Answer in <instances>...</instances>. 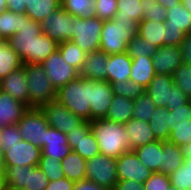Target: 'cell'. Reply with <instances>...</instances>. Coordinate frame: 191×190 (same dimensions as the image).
I'll return each mask as SVG.
<instances>
[{
	"instance_id": "obj_39",
	"label": "cell",
	"mask_w": 191,
	"mask_h": 190,
	"mask_svg": "<svg viewBox=\"0 0 191 190\" xmlns=\"http://www.w3.org/2000/svg\"><path fill=\"white\" fill-rule=\"evenodd\" d=\"M156 47L150 45L144 38L135 35L128 43L126 52L133 59L139 56L152 57L156 52Z\"/></svg>"
},
{
	"instance_id": "obj_21",
	"label": "cell",
	"mask_w": 191,
	"mask_h": 190,
	"mask_svg": "<svg viewBox=\"0 0 191 190\" xmlns=\"http://www.w3.org/2000/svg\"><path fill=\"white\" fill-rule=\"evenodd\" d=\"M28 109L24 103L0 91V127L17 124Z\"/></svg>"
},
{
	"instance_id": "obj_62",
	"label": "cell",
	"mask_w": 191,
	"mask_h": 190,
	"mask_svg": "<svg viewBox=\"0 0 191 190\" xmlns=\"http://www.w3.org/2000/svg\"><path fill=\"white\" fill-rule=\"evenodd\" d=\"M182 5L191 12V0H181Z\"/></svg>"
},
{
	"instance_id": "obj_32",
	"label": "cell",
	"mask_w": 191,
	"mask_h": 190,
	"mask_svg": "<svg viewBox=\"0 0 191 190\" xmlns=\"http://www.w3.org/2000/svg\"><path fill=\"white\" fill-rule=\"evenodd\" d=\"M165 27L169 30H182L185 34L191 31V12L182 3L167 9Z\"/></svg>"
},
{
	"instance_id": "obj_50",
	"label": "cell",
	"mask_w": 191,
	"mask_h": 190,
	"mask_svg": "<svg viewBox=\"0 0 191 190\" xmlns=\"http://www.w3.org/2000/svg\"><path fill=\"white\" fill-rule=\"evenodd\" d=\"M170 114L172 119V127L175 126L176 122L191 120V102L189 101L186 105L171 110Z\"/></svg>"
},
{
	"instance_id": "obj_11",
	"label": "cell",
	"mask_w": 191,
	"mask_h": 190,
	"mask_svg": "<svg viewBox=\"0 0 191 190\" xmlns=\"http://www.w3.org/2000/svg\"><path fill=\"white\" fill-rule=\"evenodd\" d=\"M39 109L44 114L48 125L64 134L70 133L84 122L82 118L75 115L57 100L44 104Z\"/></svg>"
},
{
	"instance_id": "obj_53",
	"label": "cell",
	"mask_w": 191,
	"mask_h": 190,
	"mask_svg": "<svg viewBox=\"0 0 191 190\" xmlns=\"http://www.w3.org/2000/svg\"><path fill=\"white\" fill-rule=\"evenodd\" d=\"M185 33L182 30H169L166 28V45L180 46Z\"/></svg>"
},
{
	"instance_id": "obj_22",
	"label": "cell",
	"mask_w": 191,
	"mask_h": 190,
	"mask_svg": "<svg viewBox=\"0 0 191 190\" xmlns=\"http://www.w3.org/2000/svg\"><path fill=\"white\" fill-rule=\"evenodd\" d=\"M132 59L127 52L109 54L107 66V82L120 83L130 80Z\"/></svg>"
},
{
	"instance_id": "obj_20",
	"label": "cell",
	"mask_w": 191,
	"mask_h": 190,
	"mask_svg": "<svg viewBox=\"0 0 191 190\" xmlns=\"http://www.w3.org/2000/svg\"><path fill=\"white\" fill-rule=\"evenodd\" d=\"M71 151L72 148L68 145L67 135L49 126L46 129V141L41 148V154L61 161Z\"/></svg>"
},
{
	"instance_id": "obj_5",
	"label": "cell",
	"mask_w": 191,
	"mask_h": 190,
	"mask_svg": "<svg viewBox=\"0 0 191 190\" xmlns=\"http://www.w3.org/2000/svg\"><path fill=\"white\" fill-rule=\"evenodd\" d=\"M145 93L152 99L156 107L169 111L186 105L190 99L173 83L171 75L155 74Z\"/></svg>"
},
{
	"instance_id": "obj_60",
	"label": "cell",
	"mask_w": 191,
	"mask_h": 190,
	"mask_svg": "<svg viewBox=\"0 0 191 190\" xmlns=\"http://www.w3.org/2000/svg\"><path fill=\"white\" fill-rule=\"evenodd\" d=\"M180 148L182 154H188V153L191 154V142L182 145Z\"/></svg>"
},
{
	"instance_id": "obj_23",
	"label": "cell",
	"mask_w": 191,
	"mask_h": 190,
	"mask_svg": "<svg viewBox=\"0 0 191 190\" xmlns=\"http://www.w3.org/2000/svg\"><path fill=\"white\" fill-rule=\"evenodd\" d=\"M35 166H5L4 181L7 190L31 189Z\"/></svg>"
},
{
	"instance_id": "obj_10",
	"label": "cell",
	"mask_w": 191,
	"mask_h": 190,
	"mask_svg": "<svg viewBox=\"0 0 191 190\" xmlns=\"http://www.w3.org/2000/svg\"><path fill=\"white\" fill-rule=\"evenodd\" d=\"M75 22L76 17L72 16L65 9L60 7L40 24L42 32L59 44L64 41L72 40L74 30L73 26Z\"/></svg>"
},
{
	"instance_id": "obj_25",
	"label": "cell",
	"mask_w": 191,
	"mask_h": 190,
	"mask_svg": "<svg viewBox=\"0 0 191 190\" xmlns=\"http://www.w3.org/2000/svg\"><path fill=\"white\" fill-rule=\"evenodd\" d=\"M137 35L156 48L166 45V27L164 22L142 20L139 22Z\"/></svg>"
},
{
	"instance_id": "obj_19",
	"label": "cell",
	"mask_w": 191,
	"mask_h": 190,
	"mask_svg": "<svg viewBox=\"0 0 191 190\" xmlns=\"http://www.w3.org/2000/svg\"><path fill=\"white\" fill-rule=\"evenodd\" d=\"M109 54L95 51L86 54L79 76L96 81H107V66Z\"/></svg>"
},
{
	"instance_id": "obj_59",
	"label": "cell",
	"mask_w": 191,
	"mask_h": 190,
	"mask_svg": "<svg viewBox=\"0 0 191 190\" xmlns=\"http://www.w3.org/2000/svg\"><path fill=\"white\" fill-rule=\"evenodd\" d=\"M0 138H1V127H0ZM4 173H5L4 153L2 150V146L0 144V175H4Z\"/></svg>"
},
{
	"instance_id": "obj_54",
	"label": "cell",
	"mask_w": 191,
	"mask_h": 190,
	"mask_svg": "<svg viewBox=\"0 0 191 190\" xmlns=\"http://www.w3.org/2000/svg\"><path fill=\"white\" fill-rule=\"evenodd\" d=\"M180 47L183 53V63L191 65V31L184 35Z\"/></svg>"
},
{
	"instance_id": "obj_58",
	"label": "cell",
	"mask_w": 191,
	"mask_h": 190,
	"mask_svg": "<svg viewBox=\"0 0 191 190\" xmlns=\"http://www.w3.org/2000/svg\"><path fill=\"white\" fill-rule=\"evenodd\" d=\"M159 4H161L166 10L172 8L181 3V0H156Z\"/></svg>"
},
{
	"instance_id": "obj_45",
	"label": "cell",
	"mask_w": 191,
	"mask_h": 190,
	"mask_svg": "<svg viewBox=\"0 0 191 190\" xmlns=\"http://www.w3.org/2000/svg\"><path fill=\"white\" fill-rule=\"evenodd\" d=\"M114 94L125 96L128 99L135 100L141 94L145 92V88L140 84L133 82L132 80H127L120 83L111 84Z\"/></svg>"
},
{
	"instance_id": "obj_52",
	"label": "cell",
	"mask_w": 191,
	"mask_h": 190,
	"mask_svg": "<svg viewBox=\"0 0 191 190\" xmlns=\"http://www.w3.org/2000/svg\"><path fill=\"white\" fill-rule=\"evenodd\" d=\"M74 184V181L65 177L63 179L49 181L45 190H73Z\"/></svg>"
},
{
	"instance_id": "obj_38",
	"label": "cell",
	"mask_w": 191,
	"mask_h": 190,
	"mask_svg": "<svg viewBox=\"0 0 191 190\" xmlns=\"http://www.w3.org/2000/svg\"><path fill=\"white\" fill-rule=\"evenodd\" d=\"M142 0H117L118 12L113 19L123 20L132 19L136 22H141L143 19V12L141 8Z\"/></svg>"
},
{
	"instance_id": "obj_33",
	"label": "cell",
	"mask_w": 191,
	"mask_h": 190,
	"mask_svg": "<svg viewBox=\"0 0 191 190\" xmlns=\"http://www.w3.org/2000/svg\"><path fill=\"white\" fill-rule=\"evenodd\" d=\"M61 166L65 177L74 182L86 178V160L73 150L61 160Z\"/></svg>"
},
{
	"instance_id": "obj_43",
	"label": "cell",
	"mask_w": 191,
	"mask_h": 190,
	"mask_svg": "<svg viewBox=\"0 0 191 190\" xmlns=\"http://www.w3.org/2000/svg\"><path fill=\"white\" fill-rule=\"evenodd\" d=\"M173 83L191 99V65L182 63L172 74Z\"/></svg>"
},
{
	"instance_id": "obj_9",
	"label": "cell",
	"mask_w": 191,
	"mask_h": 190,
	"mask_svg": "<svg viewBox=\"0 0 191 190\" xmlns=\"http://www.w3.org/2000/svg\"><path fill=\"white\" fill-rule=\"evenodd\" d=\"M23 140L40 149L45 145L46 129L49 127L44 114L39 108H29L17 123Z\"/></svg>"
},
{
	"instance_id": "obj_57",
	"label": "cell",
	"mask_w": 191,
	"mask_h": 190,
	"mask_svg": "<svg viewBox=\"0 0 191 190\" xmlns=\"http://www.w3.org/2000/svg\"><path fill=\"white\" fill-rule=\"evenodd\" d=\"M26 3H29V0H6V7L8 11L14 13H25Z\"/></svg>"
},
{
	"instance_id": "obj_66",
	"label": "cell",
	"mask_w": 191,
	"mask_h": 190,
	"mask_svg": "<svg viewBox=\"0 0 191 190\" xmlns=\"http://www.w3.org/2000/svg\"><path fill=\"white\" fill-rule=\"evenodd\" d=\"M18 190H32V189H25V188H23V189H18Z\"/></svg>"
},
{
	"instance_id": "obj_44",
	"label": "cell",
	"mask_w": 191,
	"mask_h": 190,
	"mask_svg": "<svg viewBox=\"0 0 191 190\" xmlns=\"http://www.w3.org/2000/svg\"><path fill=\"white\" fill-rule=\"evenodd\" d=\"M169 142L181 147L186 143L191 142V120L176 122L171 129V134L168 139Z\"/></svg>"
},
{
	"instance_id": "obj_24",
	"label": "cell",
	"mask_w": 191,
	"mask_h": 190,
	"mask_svg": "<svg viewBox=\"0 0 191 190\" xmlns=\"http://www.w3.org/2000/svg\"><path fill=\"white\" fill-rule=\"evenodd\" d=\"M124 127L128 135L130 150L156 141L154 133L149 127V123L143 120L131 118L124 124Z\"/></svg>"
},
{
	"instance_id": "obj_41",
	"label": "cell",
	"mask_w": 191,
	"mask_h": 190,
	"mask_svg": "<svg viewBox=\"0 0 191 190\" xmlns=\"http://www.w3.org/2000/svg\"><path fill=\"white\" fill-rule=\"evenodd\" d=\"M38 167L48 177L49 181L65 178L61 161L53 157L44 156L41 154Z\"/></svg>"
},
{
	"instance_id": "obj_46",
	"label": "cell",
	"mask_w": 191,
	"mask_h": 190,
	"mask_svg": "<svg viewBox=\"0 0 191 190\" xmlns=\"http://www.w3.org/2000/svg\"><path fill=\"white\" fill-rule=\"evenodd\" d=\"M171 185L175 186L179 190L191 189V175L189 174V168L187 163H183L181 167L176 169L169 175Z\"/></svg>"
},
{
	"instance_id": "obj_35",
	"label": "cell",
	"mask_w": 191,
	"mask_h": 190,
	"mask_svg": "<svg viewBox=\"0 0 191 190\" xmlns=\"http://www.w3.org/2000/svg\"><path fill=\"white\" fill-rule=\"evenodd\" d=\"M24 20V13H14L3 11L0 13V40H8L10 37L20 31Z\"/></svg>"
},
{
	"instance_id": "obj_30",
	"label": "cell",
	"mask_w": 191,
	"mask_h": 190,
	"mask_svg": "<svg viewBox=\"0 0 191 190\" xmlns=\"http://www.w3.org/2000/svg\"><path fill=\"white\" fill-rule=\"evenodd\" d=\"M134 100L115 94L106 119L125 124L133 117Z\"/></svg>"
},
{
	"instance_id": "obj_18",
	"label": "cell",
	"mask_w": 191,
	"mask_h": 190,
	"mask_svg": "<svg viewBox=\"0 0 191 190\" xmlns=\"http://www.w3.org/2000/svg\"><path fill=\"white\" fill-rule=\"evenodd\" d=\"M27 88L24 64L20 68L13 70L7 77L1 79V91L6 92L29 108V93Z\"/></svg>"
},
{
	"instance_id": "obj_47",
	"label": "cell",
	"mask_w": 191,
	"mask_h": 190,
	"mask_svg": "<svg viewBox=\"0 0 191 190\" xmlns=\"http://www.w3.org/2000/svg\"><path fill=\"white\" fill-rule=\"evenodd\" d=\"M118 12L117 0H95V16L101 20H110Z\"/></svg>"
},
{
	"instance_id": "obj_4",
	"label": "cell",
	"mask_w": 191,
	"mask_h": 190,
	"mask_svg": "<svg viewBox=\"0 0 191 190\" xmlns=\"http://www.w3.org/2000/svg\"><path fill=\"white\" fill-rule=\"evenodd\" d=\"M139 23L132 19L105 20L100 37V51L106 54L124 53L127 43L137 34Z\"/></svg>"
},
{
	"instance_id": "obj_42",
	"label": "cell",
	"mask_w": 191,
	"mask_h": 190,
	"mask_svg": "<svg viewBox=\"0 0 191 190\" xmlns=\"http://www.w3.org/2000/svg\"><path fill=\"white\" fill-rule=\"evenodd\" d=\"M141 10L143 12L142 20L164 22L167 17V10L156 0H142Z\"/></svg>"
},
{
	"instance_id": "obj_49",
	"label": "cell",
	"mask_w": 191,
	"mask_h": 190,
	"mask_svg": "<svg viewBox=\"0 0 191 190\" xmlns=\"http://www.w3.org/2000/svg\"><path fill=\"white\" fill-rule=\"evenodd\" d=\"M171 185L168 175L154 172L151 176L143 183L144 190H167Z\"/></svg>"
},
{
	"instance_id": "obj_14",
	"label": "cell",
	"mask_w": 191,
	"mask_h": 190,
	"mask_svg": "<svg viewBox=\"0 0 191 190\" xmlns=\"http://www.w3.org/2000/svg\"><path fill=\"white\" fill-rule=\"evenodd\" d=\"M5 166H38L41 149L30 142L21 140L11 146H2Z\"/></svg>"
},
{
	"instance_id": "obj_29",
	"label": "cell",
	"mask_w": 191,
	"mask_h": 190,
	"mask_svg": "<svg viewBox=\"0 0 191 190\" xmlns=\"http://www.w3.org/2000/svg\"><path fill=\"white\" fill-rule=\"evenodd\" d=\"M152 57L139 56L132 59L130 80L146 88L155 76Z\"/></svg>"
},
{
	"instance_id": "obj_40",
	"label": "cell",
	"mask_w": 191,
	"mask_h": 190,
	"mask_svg": "<svg viewBox=\"0 0 191 190\" xmlns=\"http://www.w3.org/2000/svg\"><path fill=\"white\" fill-rule=\"evenodd\" d=\"M156 106L152 99L144 92L134 100L133 119L149 123Z\"/></svg>"
},
{
	"instance_id": "obj_36",
	"label": "cell",
	"mask_w": 191,
	"mask_h": 190,
	"mask_svg": "<svg viewBox=\"0 0 191 190\" xmlns=\"http://www.w3.org/2000/svg\"><path fill=\"white\" fill-rule=\"evenodd\" d=\"M58 50L63 59L78 72L81 71L86 53H84L76 43L72 41H64L59 43Z\"/></svg>"
},
{
	"instance_id": "obj_15",
	"label": "cell",
	"mask_w": 191,
	"mask_h": 190,
	"mask_svg": "<svg viewBox=\"0 0 191 190\" xmlns=\"http://www.w3.org/2000/svg\"><path fill=\"white\" fill-rule=\"evenodd\" d=\"M119 180H135L145 183L153 173L143 165L134 150H129L116 159Z\"/></svg>"
},
{
	"instance_id": "obj_37",
	"label": "cell",
	"mask_w": 191,
	"mask_h": 190,
	"mask_svg": "<svg viewBox=\"0 0 191 190\" xmlns=\"http://www.w3.org/2000/svg\"><path fill=\"white\" fill-rule=\"evenodd\" d=\"M61 7L77 18L95 16V0H61Z\"/></svg>"
},
{
	"instance_id": "obj_56",
	"label": "cell",
	"mask_w": 191,
	"mask_h": 190,
	"mask_svg": "<svg viewBox=\"0 0 191 190\" xmlns=\"http://www.w3.org/2000/svg\"><path fill=\"white\" fill-rule=\"evenodd\" d=\"M114 190H144V186L135 180H119Z\"/></svg>"
},
{
	"instance_id": "obj_61",
	"label": "cell",
	"mask_w": 191,
	"mask_h": 190,
	"mask_svg": "<svg viewBox=\"0 0 191 190\" xmlns=\"http://www.w3.org/2000/svg\"><path fill=\"white\" fill-rule=\"evenodd\" d=\"M184 157V163H187V167L189 168V174L191 175V154H182Z\"/></svg>"
},
{
	"instance_id": "obj_55",
	"label": "cell",
	"mask_w": 191,
	"mask_h": 190,
	"mask_svg": "<svg viewBox=\"0 0 191 190\" xmlns=\"http://www.w3.org/2000/svg\"><path fill=\"white\" fill-rule=\"evenodd\" d=\"M73 190H109L103 186H99L93 181L85 178L80 181H75Z\"/></svg>"
},
{
	"instance_id": "obj_7",
	"label": "cell",
	"mask_w": 191,
	"mask_h": 190,
	"mask_svg": "<svg viewBox=\"0 0 191 190\" xmlns=\"http://www.w3.org/2000/svg\"><path fill=\"white\" fill-rule=\"evenodd\" d=\"M104 20L94 17L77 18L73 26L72 42L86 54L100 50V37Z\"/></svg>"
},
{
	"instance_id": "obj_26",
	"label": "cell",
	"mask_w": 191,
	"mask_h": 190,
	"mask_svg": "<svg viewBox=\"0 0 191 190\" xmlns=\"http://www.w3.org/2000/svg\"><path fill=\"white\" fill-rule=\"evenodd\" d=\"M133 150L143 165L153 173H159V166L162 164V141L156 140Z\"/></svg>"
},
{
	"instance_id": "obj_8",
	"label": "cell",
	"mask_w": 191,
	"mask_h": 190,
	"mask_svg": "<svg viewBox=\"0 0 191 190\" xmlns=\"http://www.w3.org/2000/svg\"><path fill=\"white\" fill-rule=\"evenodd\" d=\"M116 159L103 154L86 160V178L106 189L114 190L119 181Z\"/></svg>"
},
{
	"instance_id": "obj_64",
	"label": "cell",
	"mask_w": 191,
	"mask_h": 190,
	"mask_svg": "<svg viewBox=\"0 0 191 190\" xmlns=\"http://www.w3.org/2000/svg\"><path fill=\"white\" fill-rule=\"evenodd\" d=\"M0 190H7L5 187L4 175H0Z\"/></svg>"
},
{
	"instance_id": "obj_51",
	"label": "cell",
	"mask_w": 191,
	"mask_h": 190,
	"mask_svg": "<svg viewBox=\"0 0 191 190\" xmlns=\"http://www.w3.org/2000/svg\"><path fill=\"white\" fill-rule=\"evenodd\" d=\"M48 177L39 169L38 166L33 168L32 190H45L48 185Z\"/></svg>"
},
{
	"instance_id": "obj_12",
	"label": "cell",
	"mask_w": 191,
	"mask_h": 190,
	"mask_svg": "<svg viewBox=\"0 0 191 190\" xmlns=\"http://www.w3.org/2000/svg\"><path fill=\"white\" fill-rule=\"evenodd\" d=\"M41 64L56 91L79 76V72L63 59L58 49Z\"/></svg>"
},
{
	"instance_id": "obj_6",
	"label": "cell",
	"mask_w": 191,
	"mask_h": 190,
	"mask_svg": "<svg viewBox=\"0 0 191 190\" xmlns=\"http://www.w3.org/2000/svg\"><path fill=\"white\" fill-rule=\"evenodd\" d=\"M27 76L29 93V108L40 106L56 100V90L47 78L41 63H28L24 65Z\"/></svg>"
},
{
	"instance_id": "obj_16",
	"label": "cell",
	"mask_w": 191,
	"mask_h": 190,
	"mask_svg": "<svg viewBox=\"0 0 191 190\" xmlns=\"http://www.w3.org/2000/svg\"><path fill=\"white\" fill-rule=\"evenodd\" d=\"M156 74L171 75L183 63V53L180 46L164 45L156 49L152 56Z\"/></svg>"
},
{
	"instance_id": "obj_48",
	"label": "cell",
	"mask_w": 191,
	"mask_h": 190,
	"mask_svg": "<svg viewBox=\"0 0 191 190\" xmlns=\"http://www.w3.org/2000/svg\"><path fill=\"white\" fill-rule=\"evenodd\" d=\"M23 140L22 135L19 133L17 124L6 125L1 127V146H11Z\"/></svg>"
},
{
	"instance_id": "obj_1",
	"label": "cell",
	"mask_w": 191,
	"mask_h": 190,
	"mask_svg": "<svg viewBox=\"0 0 191 190\" xmlns=\"http://www.w3.org/2000/svg\"><path fill=\"white\" fill-rule=\"evenodd\" d=\"M7 42L18 54L23 64L42 63L58 49V43L42 32L41 24L24 13L20 31Z\"/></svg>"
},
{
	"instance_id": "obj_34",
	"label": "cell",
	"mask_w": 191,
	"mask_h": 190,
	"mask_svg": "<svg viewBox=\"0 0 191 190\" xmlns=\"http://www.w3.org/2000/svg\"><path fill=\"white\" fill-rule=\"evenodd\" d=\"M23 66L18 54L6 40H0V79L7 77L13 70Z\"/></svg>"
},
{
	"instance_id": "obj_28",
	"label": "cell",
	"mask_w": 191,
	"mask_h": 190,
	"mask_svg": "<svg viewBox=\"0 0 191 190\" xmlns=\"http://www.w3.org/2000/svg\"><path fill=\"white\" fill-rule=\"evenodd\" d=\"M149 127L153 131L156 140L168 141L172 129L170 111L166 107H156L149 121Z\"/></svg>"
},
{
	"instance_id": "obj_65",
	"label": "cell",
	"mask_w": 191,
	"mask_h": 190,
	"mask_svg": "<svg viewBox=\"0 0 191 190\" xmlns=\"http://www.w3.org/2000/svg\"><path fill=\"white\" fill-rule=\"evenodd\" d=\"M167 190H179V189H177L175 186H173V185H170V187L167 189Z\"/></svg>"
},
{
	"instance_id": "obj_27",
	"label": "cell",
	"mask_w": 191,
	"mask_h": 190,
	"mask_svg": "<svg viewBox=\"0 0 191 190\" xmlns=\"http://www.w3.org/2000/svg\"><path fill=\"white\" fill-rule=\"evenodd\" d=\"M159 173L170 175L184 163L181 148L169 141H162V159Z\"/></svg>"
},
{
	"instance_id": "obj_13",
	"label": "cell",
	"mask_w": 191,
	"mask_h": 190,
	"mask_svg": "<svg viewBox=\"0 0 191 190\" xmlns=\"http://www.w3.org/2000/svg\"><path fill=\"white\" fill-rule=\"evenodd\" d=\"M66 135L68 145L83 159L88 160L100 154L99 146L91 131L89 121H84Z\"/></svg>"
},
{
	"instance_id": "obj_2",
	"label": "cell",
	"mask_w": 191,
	"mask_h": 190,
	"mask_svg": "<svg viewBox=\"0 0 191 190\" xmlns=\"http://www.w3.org/2000/svg\"><path fill=\"white\" fill-rule=\"evenodd\" d=\"M90 128L97 140L100 154L117 159L130 150L124 124L106 118L94 119L90 121Z\"/></svg>"
},
{
	"instance_id": "obj_17",
	"label": "cell",
	"mask_w": 191,
	"mask_h": 190,
	"mask_svg": "<svg viewBox=\"0 0 191 190\" xmlns=\"http://www.w3.org/2000/svg\"><path fill=\"white\" fill-rule=\"evenodd\" d=\"M114 95L109 82L94 80V87H91L90 121L106 118Z\"/></svg>"
},
{
	"instance_id": "obj_31",
	"label": "cell",
	"mask_w": 191,
	"mask_h": 190,
	"mask_svg": "<svg viewBox=\"0 0 191 190\" xmlns=\"http://www.w3.org/2000/svg\"><path fill=\"white\" fill-rule=\"evenodd\" d=\"M61 7V0H29L25 14L33 21L41 23Z\"/></svg>"
},
{
	"instance_id": "obj_3",
	"label": "cell",
	"mask_w": 191,
	"mask_h": 190,
	"mask_svg": "<svg viewBox=\"0 0 191 190\" xmlns=\"http://www.w3.org/2000/svg\"><path fill=\"white\" fill-rule=\"evenodd\" d=\"M91 87L94 80L78 76L56 92V100L84 121L90 122Z\"/></svg>"
},
{
	"instance_id": "obj_63",
	"label": "cell",
	"mask_w": 191,
	"mask_h": 190,
	"mask_svg": "<svg viewBox=\"0 0 191 190\" xmlns=\"http://www.w3.org/2000/svg\"><path fill=\"white\" fill-rule=\"evenodd\" d=\"M6 10H7L6 0H0V13Z\"/></svg>"
}]
</instances>
